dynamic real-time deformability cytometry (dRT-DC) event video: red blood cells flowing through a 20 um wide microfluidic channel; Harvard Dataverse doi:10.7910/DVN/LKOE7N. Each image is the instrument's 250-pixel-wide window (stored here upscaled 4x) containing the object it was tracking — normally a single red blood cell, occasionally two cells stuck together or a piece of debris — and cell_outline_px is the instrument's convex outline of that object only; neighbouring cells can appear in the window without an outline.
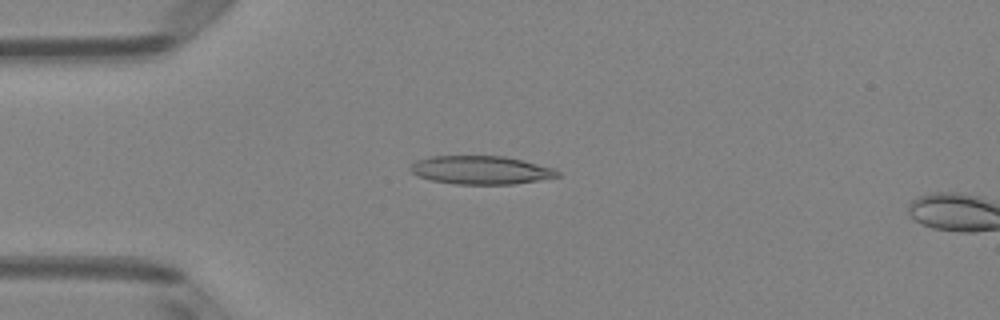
{"species": "Egyptian fruit bat (a non-hibernating species)", "species_latin": "Rousettus aegyptiacus", "temperature_condition": "room temperature", "stored_images_in_passage": 4, "camera_frame_rate_fps": 3000, "um_per_image_px": 0.085, "animal": {"sex": "female"}, "frame": {"image": 1, "passage_image": 3, "time_ms": 0.667, "image_size_px": [1000, 320], "cell_outline_px": [[560, 176], [512, 184], [456, 184], [432, 180], [420, 176], [412, 172], [408, 168], [416, 160], [432, 156], [504, 156], [552, 168], [560, 172]], "centroid_in_image_um": [40.83, 14.45], "position_along_channel_um": 44.2, "area_um2": 23.93}}